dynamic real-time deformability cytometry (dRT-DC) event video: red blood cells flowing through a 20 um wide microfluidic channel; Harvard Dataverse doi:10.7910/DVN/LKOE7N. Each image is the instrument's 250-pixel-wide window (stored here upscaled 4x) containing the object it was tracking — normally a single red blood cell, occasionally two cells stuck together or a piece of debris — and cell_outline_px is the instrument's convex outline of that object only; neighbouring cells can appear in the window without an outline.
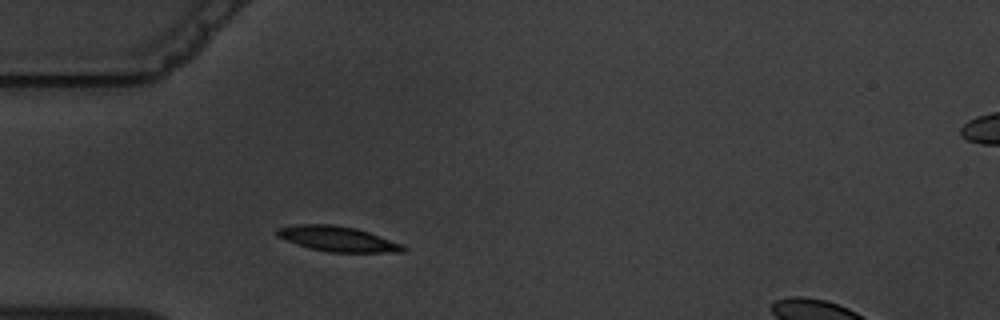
{"species": "common noctule bat (a hibernating species)", "species_latin": "Nyctalus noctula", "temperature_condition": "warm", "stored_images_in_passage": 2, "camera_frame_rate_fps": 3000, "um_per_image_px": 0.085, "animal": {"sex": "male", "body_mass_g": 19.5, "forearm_length_mm": 54.6}, "frame": {"image": 1, "passage_image": 2, "time_ms": 1.333, "image_size_px": [1000, 320], "cell_outline_px": [[408, 248], [404, 252], [328, 252], [308, 248], [296, 244], [276, 236], [276, 228], [296, 224], [332, 224], [356, 228], [368, 232], [400, 244]], "centroid_in_image_um": [28.64, 20.3], "position_along_channel_um": 56.4, "area_um2": 18.44}}